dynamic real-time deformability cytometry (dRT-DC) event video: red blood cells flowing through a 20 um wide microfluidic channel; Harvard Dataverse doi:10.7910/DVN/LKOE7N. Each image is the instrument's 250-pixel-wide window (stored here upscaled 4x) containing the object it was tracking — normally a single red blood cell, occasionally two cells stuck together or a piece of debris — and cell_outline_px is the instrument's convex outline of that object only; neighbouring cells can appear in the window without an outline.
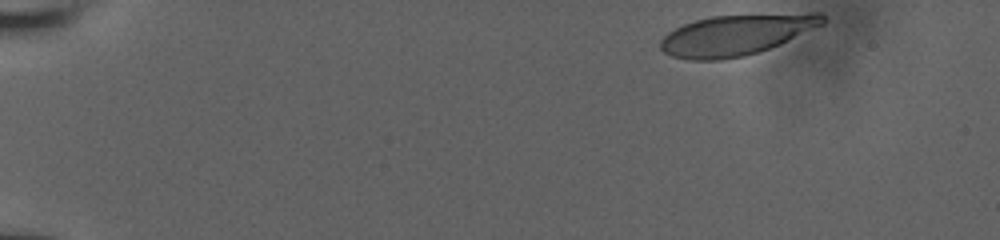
{"species": "human", "species_latin": "Homo sapiens", "temperature_condition": "room temperature", "stored_images_in_passage": 42, "camera_frame_rate_fps": 3000, "um_per_image_px": 0.085, "donor": {"sex": "male"}, "frame": {"image": 1, "passage_image": 1, "time_ms": 0.0, "image_size_px": [1000, 240], "cell_outline_px": [[824, 24], [780, 44], [744, 56], [720, 60], [688, 60], [672, 56], [664, 52], [660, 48], [660, 40], [668, 32], [684, 24], [696, 20], [712, 16], [812, 12], [820, 12], [824, 16]], "centroid_in_image_um": [62.58, 2.95], "position_along_channel_um": 22.4, "area_um2": 38.49}}
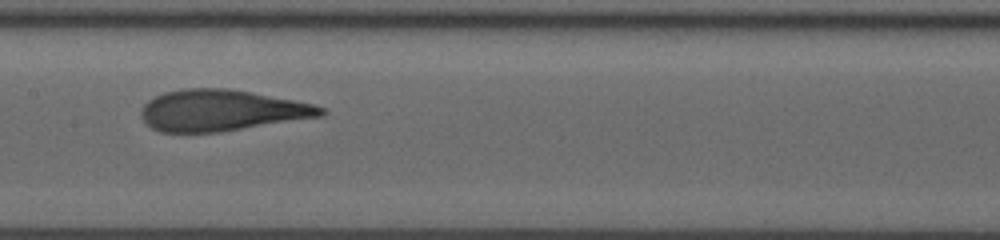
{"frame": {"image": 2, "passage_image": 24, "time_ms": 7.667, "image_size_px": [1000, 240], "cell_outline_px": [[328, 112], [324, 116], [220, 132], [160, 132], [152, 128], [140, 116], [140, 108], [148, 100], [164, 92], [184, 88], [228, 88], [292, 100], [312, 104], [324, 108]], "centroid_in_image_um": [18.81, 9.39], "position_along_channel_um": 188.6, "area_um2": 43.12}}
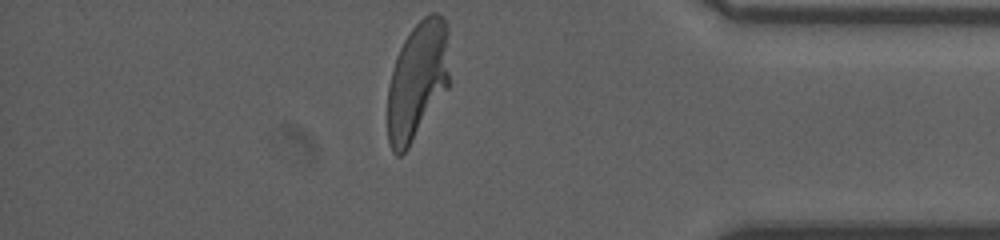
{"frame": {"image": 3, "passage_image": 42, "time_ms": 13.667, "image_size_px": [1000, 240], "cell_outline_px": [[448, 88], [408, 148], [400, 156], [396, 156], [392, 152], [388, 140], [388, 84], [396, 56], [404, 40], [412, 28], [428, 12], [436, 12], [444, 20], [448, 28]], "centroid_in_image_um": [35.47, 6.85], "position_along_channel_um": 399.7, "area_um2": 42.66}, "authors_computed_cell_mechanics": {"area_um2": 42.8587, "velocity_mm_per_s": 3.9089, "shape_relaxation_time_tau1_ms": 5.9073, "shape_relaxation_time_tau2_ms": 0.8466, "deformation_change_tau1": 0.2513, "deformation_change_tau2": 0.0857}}